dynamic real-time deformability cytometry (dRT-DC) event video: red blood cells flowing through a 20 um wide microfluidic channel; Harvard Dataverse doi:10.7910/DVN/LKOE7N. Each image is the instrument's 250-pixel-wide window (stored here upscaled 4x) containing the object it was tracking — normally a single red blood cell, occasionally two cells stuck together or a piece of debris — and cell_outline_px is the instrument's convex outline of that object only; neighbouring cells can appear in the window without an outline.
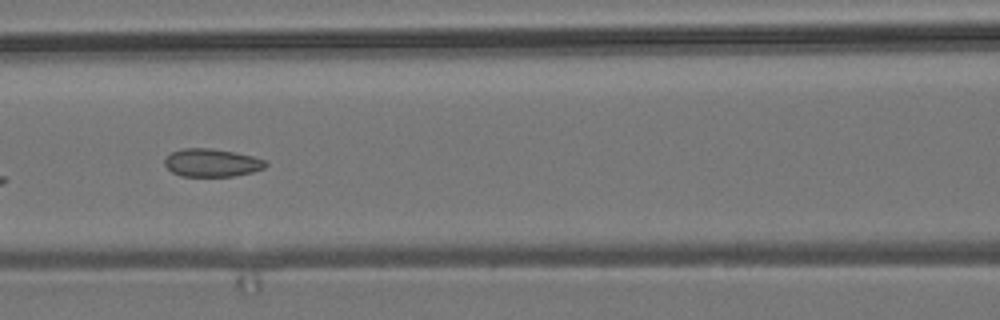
{"species": "common noctule bat (a hibernating species)", "species_latin": "Nyctalus noctula", "temperature_condition": "room temperature", "stored_images_in_passage": 8, "camera_frame_rate_fps": 3000, "um_per_image_px": 0.085, "animal": {"sex": "male", "body_mass_g": 19.2, "forearm_length_mm": 51.8}, "frame": {"image": 1, "passage_image": 6, "time_ms": 6.0, "image_size_px": [1000, 320], "cell_outline_px": [[268, 164], [264, 168], [252, 172], [232, 176], [180, 176], [172, 172], [164, 164], [164, 160], [172, 152], [184, 148], [212, 148], [236, 152], [252, 156], [264, 160]], "centroid_in_image_um": [18.0, 13.83], "position_along_channel_um": 148.6, "area_um2": 16.42}}
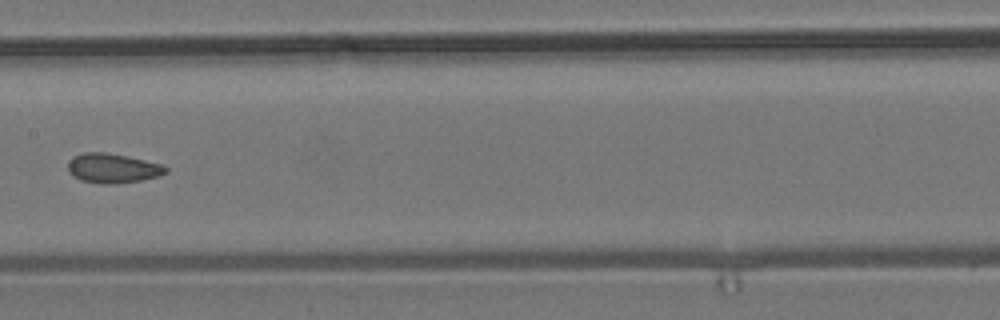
{"frame": {"image": 2, "passage_image": 7, "time_ms": 7.333, "image_size_px": [1000, 320], "cell_outline_px": [[168, 172], [160, 176], [140, 180], [108, 184], [100, 184], [80, 180], [72, 176], [68, 172], [68, 160], [72, 156], [84, 152], [104, 152], [144, 160], [160, 164], [168, 168]], "centroid_in_image_um": [9.53, 14.3], "position_along_channel_um": 197.9, "area_um2": 16.82}}
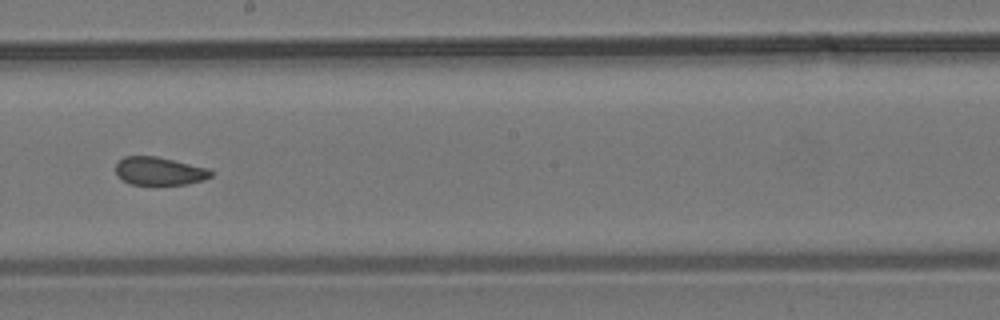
{"frame": {"image": 3, "passage_image": 8, "time_ms": 8.333, "image_size_px": [1000, 320], "cell_outline_px": [[212, 176], [204, 180], [188, 184], [132, 184], [124, 180], [116, 172], [116, 164], [124, 156], [156, 156], [208, 168], [212, 172]], "centroid_in_image_um": [13.57, 14.53], "position_along_channel_um": 234.6, "area_um2": 15.37}}